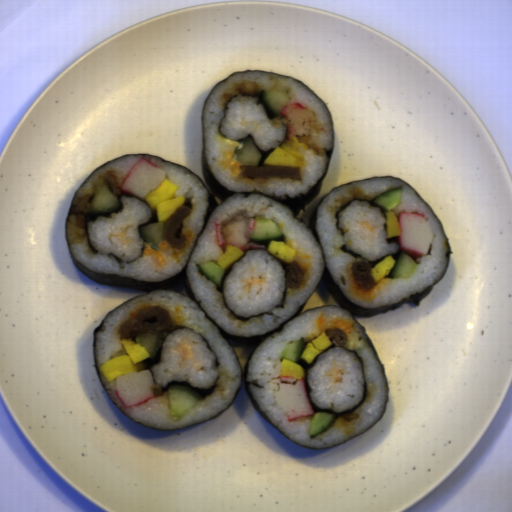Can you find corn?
Here are the masks:
<instances>
[{
  "label": "corn",
  "instance_id": "51d56268",
  "mask_svg": "<svg viewBox=\"0 0 512 512\" xmlns=\"http://www.w3.org/2000/svg\"><path fill=\"white\" fill-rule=\"evenodd\" d=\"M281 376H291L294 379L306 380L307 372L305 367L297 363V361L292 362L288 358H283L279 373V377Z\"/></svg>",
  "mask_w": 512,
  "mask_h": 512
}]
</instances>
